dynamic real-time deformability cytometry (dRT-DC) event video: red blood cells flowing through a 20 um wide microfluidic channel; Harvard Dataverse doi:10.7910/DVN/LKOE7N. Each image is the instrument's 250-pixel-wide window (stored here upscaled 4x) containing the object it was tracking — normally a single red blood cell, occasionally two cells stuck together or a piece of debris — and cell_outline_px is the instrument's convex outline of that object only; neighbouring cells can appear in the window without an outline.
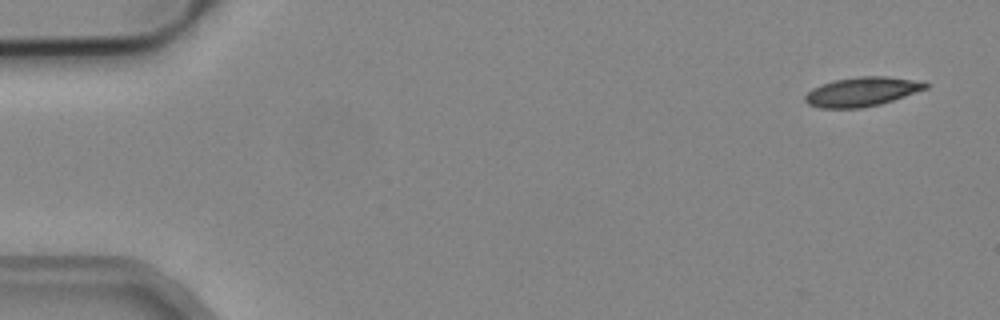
{"species": "common noctule bat (a hibernating species)", "species_latin": "Nyctalus noctula", "temperature_condition": "cold", "stored_images_in_passage": 4, "camera_frame_rate_fps": 3000, "um_per_image_px": 0.085, "animal": {"sex": "male", "body_mass_g": 19.2, "forearm_length_mm": 51.8}, "frame": {"image": 1, "passage_image": 1, "time_ms": 0.0, "image_size_px": [1000, 320], "cell_outline_px": [[928, 88], [880, 104], [860, 108], [820, 108], [808, 104], [804, 100], [804, 96], [812, 88], [820, 84], [836, 80], [860, 76], [884, 76], [924, 80], [928, 84]], "centroid_in_image_um": [73.27, 7.78], "position_along_channel_um": 11.7, "area_um2": 20.58}}